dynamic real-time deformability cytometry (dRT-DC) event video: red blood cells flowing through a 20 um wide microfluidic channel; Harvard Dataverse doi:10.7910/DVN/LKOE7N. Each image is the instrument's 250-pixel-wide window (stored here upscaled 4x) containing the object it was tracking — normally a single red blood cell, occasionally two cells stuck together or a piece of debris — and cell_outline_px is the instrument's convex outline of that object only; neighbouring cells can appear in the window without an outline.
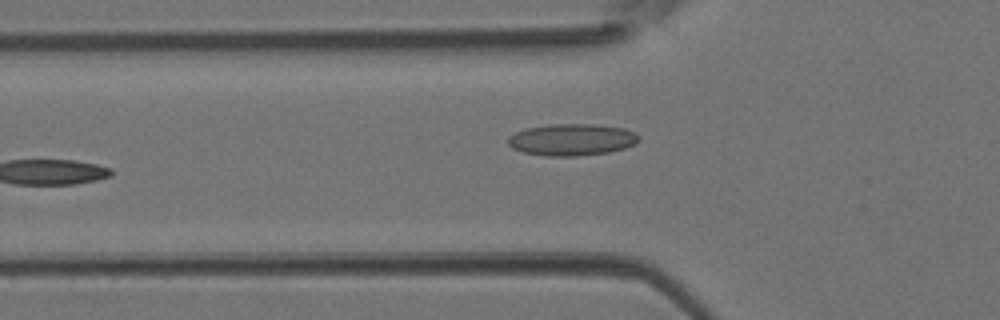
{"species": "Egyptian fruit bat (a non-hibernating species)", "species_latin": "Rousettus aegyptiacus", "temperature_condition": "room temperature", "stored_images_in_passage": 4, "camera_frame_rate_fps": 3000, "um_per_image_px": 0.085, "animal": {"sex": "female"}, "frame": {"image": 1, "passage_image": 4, "time_ms": 1.0, "image_size_px": [1000, 320], "cell_outline_px": [[640, 140], [636, 144], [624, 148], [608, 152], [576, 156], [544, 156], [524, 152], [512, 148], [508, 144], [508, 136], [516, 132], [528, 128], [548, 124], [592, 124], [624, 128], [636, 132], [640, 136]], "centroid_in_image_um": [48.63, 11.87], "position_along_channel_um": 77.2, "area_um2": 24.33}}